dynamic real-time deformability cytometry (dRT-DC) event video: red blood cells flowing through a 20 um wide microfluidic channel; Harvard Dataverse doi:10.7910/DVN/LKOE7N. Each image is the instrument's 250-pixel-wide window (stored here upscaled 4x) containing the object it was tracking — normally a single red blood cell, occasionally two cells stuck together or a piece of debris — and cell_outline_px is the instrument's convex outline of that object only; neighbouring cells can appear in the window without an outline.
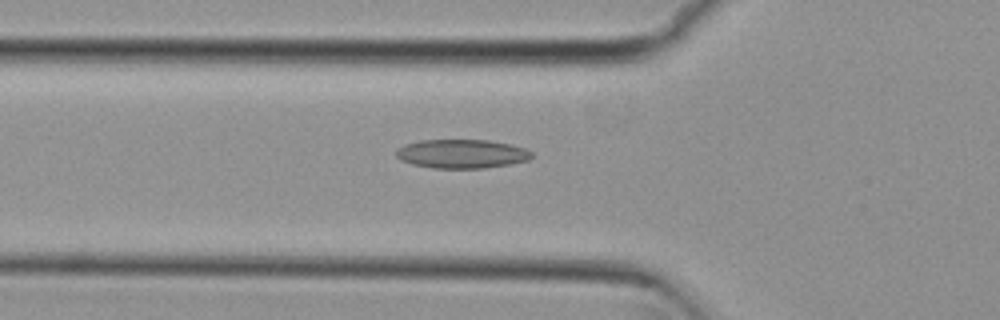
{"species": "common noctule bat (a hibernating species)", "species_latin": "Nyctalus noctula", "temperature_condition": "cold", "stored_images_in_passage": 34, "camera_frame_rate_fps": 3000, "um_per_image_px": 0.085, "animal": {"sex": "female", "body_mass_g": 29.2, "forearm_length_mm": 56.3}, "frame": {"image": 1, "passage_image": 2, "time_ms": 0.333, "image_size_px": [1000, 320], "cell_outline_px": [[532, 156], [528, 160], [508, 164], [484, 168], [432, 168], [412, 164], [400, 160], [396, 156], [396, 148], [404, 144], [420, 140], [488, 140], [512, 144], [524, 148], [532, 152]], "centroid_in_image_um": [39.21, 13.07], "position_along_channel_um": 86.6, "area_um2": 22.89}}
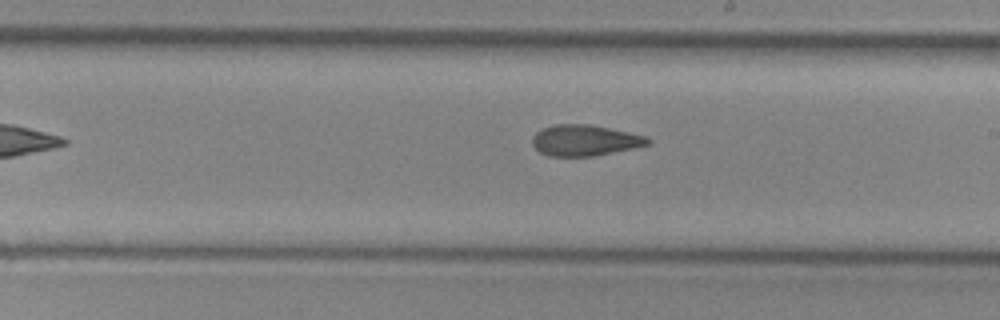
{"frame": {"image": 2, "passage_image": 14, "time_ms": 4.333, "image_size_px": [1000, 320], "cell_outline_px": [[652, 140], [648, 144], [632, 148], [592, 156], [548, 156], [540, 152], [532, 144], [532, 136], [536, 132], [544, 128], [556, 124], [588, 124], [648, 136]], "centroid_in_image_um": [49.69, 11.93], "position_along_channel_um": 239.3, "area_um2": 20.63}}
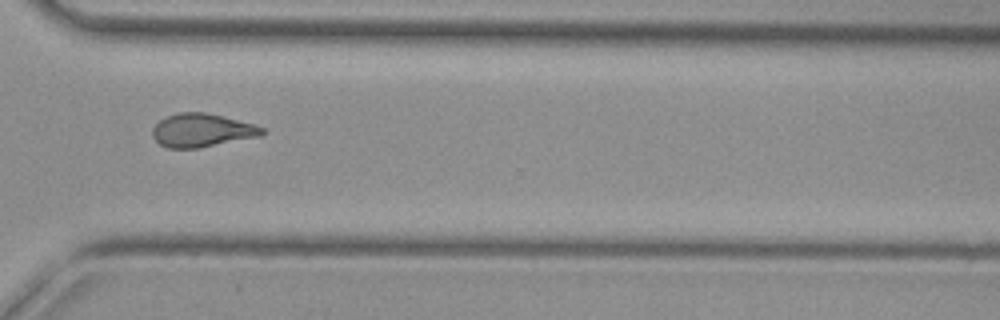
{"frame": {"image": 3, "passage_image": 23, "time_ms": 7.333, "image_size_px": [1000, 320], "cell_outline_px": [[264, 132], [260, 136], [200, 148], [168, 148], [160, 144], [152, 136], [152, 128], [164, 116], [176, 112], [204, 112], [252, 124], [264, 128]], "centroid_in_image_um": [17.1, 11.08], "position_along_channel_um": 353.5, "area_um2": 21.21}}